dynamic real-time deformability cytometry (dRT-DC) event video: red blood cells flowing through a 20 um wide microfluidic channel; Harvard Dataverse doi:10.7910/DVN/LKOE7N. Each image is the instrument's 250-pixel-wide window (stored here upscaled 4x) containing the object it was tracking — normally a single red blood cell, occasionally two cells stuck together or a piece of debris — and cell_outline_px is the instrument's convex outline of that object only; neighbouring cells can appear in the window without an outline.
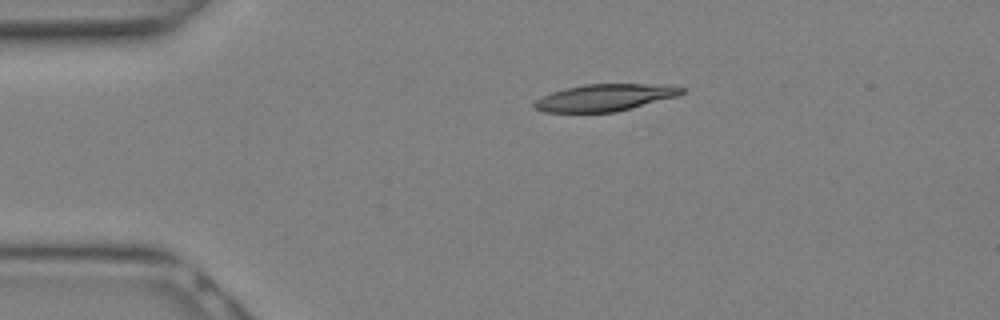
{"species": "Egyptian fruit bat (a non-hibernating species)", "species_latin": "Rousettus aegyptiacus", "temperature_condition": "warm", "stored_images_in_passage": 4, "camera_frame_rate_fps": 3000, "um_per_image_px": 0.085, "animal": {"sex": "female"}, "frame": {"image": 1, "passage_image": 1, "time_ms": 0.0, "image_size_px": [1000, 320], "cell_outline_px": [[688, 88], [684, 92], [676, 96], [632, 108], [616, 112], [544, 112], [536, 108], [532, 104], [536, 100], [552, 92], [584, 84], [672, 84]], "centroid_in_image_um": [51.49, 8.28], "position_along_channel_um": 33.5, "area_um2": 23.12}}